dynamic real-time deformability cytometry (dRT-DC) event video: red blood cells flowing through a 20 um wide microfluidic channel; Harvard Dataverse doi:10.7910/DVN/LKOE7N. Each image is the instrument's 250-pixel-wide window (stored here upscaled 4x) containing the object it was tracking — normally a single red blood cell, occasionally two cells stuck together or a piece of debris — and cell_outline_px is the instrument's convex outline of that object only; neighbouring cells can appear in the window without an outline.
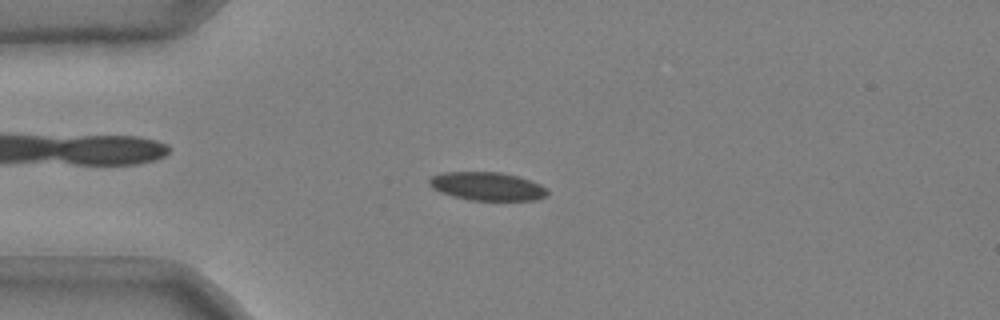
{"species": "common noctule bat (a hibernating species)", "species_latin": "Nyctalus noctula", "temperature_condition": "cold", "stored_images_in_passage": 52, "camera_frame_rate_fps": 3000, "um_per_image_px": 0.085, "animal": {"sex": "male", "body_mass_g": 20.4}, "frame": {"image": 1, "passage_image": 13, "time_ms": 4.0, "image_size_px": [1000, 320], "cell_outline_px": [[548, 196], [536, 200], [468, 200], [452, 196], [440, 192], [432, 188], [428, 184], [428, 180], [432, 176], [444, 172], [500, 172], [516, 176], [540, 184], [548, 188]], "centroid_in_image_um": [41.41, 15.84], "position_along_channel_um": 43.6, "area_um2": 19.59}}
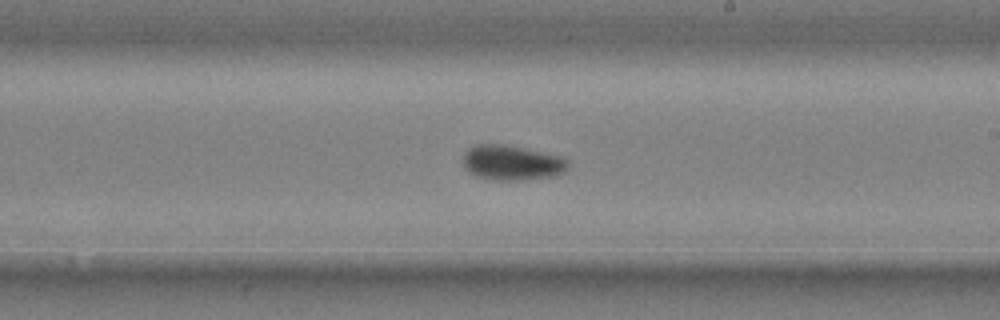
{"frame": {"image": 2, "passage_image": 31, "time_ms": 10.0, "image_size_px": [1000, 320], "cell_outline_px": [[568, 168], [564, 172], [556, 176], [520, 180], [492, 180], [476, 176], [468, 172], [464, 168], [464, 152], [468, 148], [476, 144], [500, 144], [524, 148], [560, 156], [568, 160]], "centroid_in_image_um": [43.5, 13.84], "position_along_channel_um": 245.5, "area_um2": 21.5}}
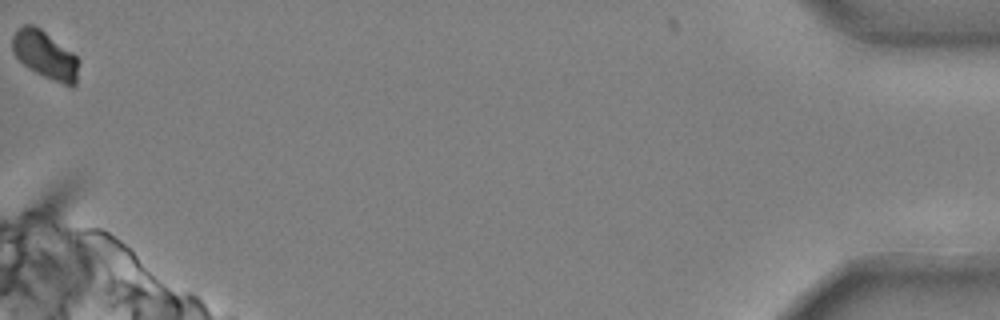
{"frame": {"image": 3, "passage_image": 52, "time_ms": 17.0, "image_size_px": [1000, 320], "cell_outline_px": [[80, 60], [76, 84], [72, 88], [52, 80], [28, 68], [12, 52], [12, 36], [16, 28], [24, 24], [32, 24], [40, 28], [72, 52]], "centroid_in_image_um": [3.84, 4.67], "position_along_channel_um": 431.4, "area_um2": 18.67}, "authors_computed_cell_mechanics": {"area_um2": 19.941, "velocity_mm_per_s": 3.6824, "shape_relaxation_time_tau1_ms": 3.5754, "shape_relaxation_time_tau2_ms": 9.4382, "deformation_change_tau1": 0.1066, "deformation_change_tau2": 0.0737}}